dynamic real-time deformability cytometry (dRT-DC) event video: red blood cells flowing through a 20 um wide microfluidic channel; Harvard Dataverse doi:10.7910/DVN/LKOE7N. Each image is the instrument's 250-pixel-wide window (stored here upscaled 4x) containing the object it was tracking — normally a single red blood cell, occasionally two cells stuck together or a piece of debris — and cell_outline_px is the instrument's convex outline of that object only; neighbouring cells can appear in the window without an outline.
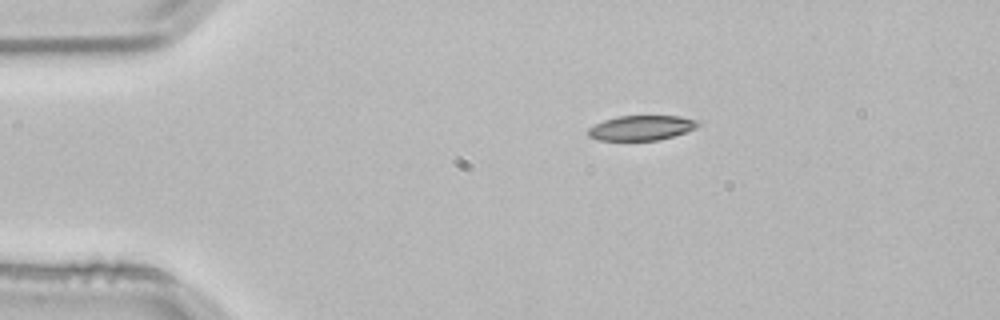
{"species": "common noctule bat (a hibernating species)", "species_latin": "Nyctalus noctula", "temperature_condition": "room temperature", "stored_images_in_passage": 44, "camera_frame_rate_fps": 3000, "um_per_image_px": 0.085, "animal": {"sex": "male", "body_mass_g": 21.5, "forearm_length_mm": 52.0}, "frame": {"image": 1, "passage_image": 1, "time_ms": 0.0, "image_size_px": [1000, 320], "cell_outline_px": [[700, 124], [696, 128], [660, 140], [596, 140], [588, 136], [588, 128], [604, 120], [620, 116], [680, 116], [700, 120]], "centroid_in_image_um": [54.53, 10.86], "position_along_channel_um": 30.5, "area_um2": 15.9}}
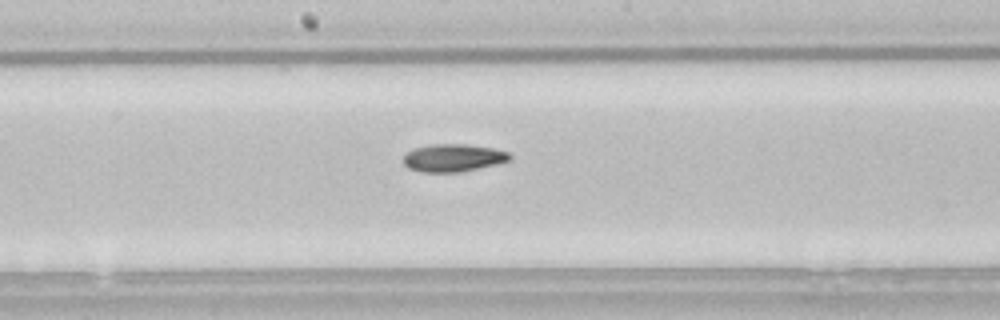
{"frame": {"image": 2, "passage_image": 19, "time_ms": 6.0, "image_size_px": [1000, 320], "cell_outline_px": [[512, 156], [508, 160], [496, 164], [460, 172], [420, 172], [408, 168], [404, 164], [404, 156], [412, 148], [432, 144], [468, 144], [492, 148], [508, 152]], "centroid_in_image_um": [38.49, 13.41], "position_along_channel_um": 209.7, "area_um2": 17.11}}
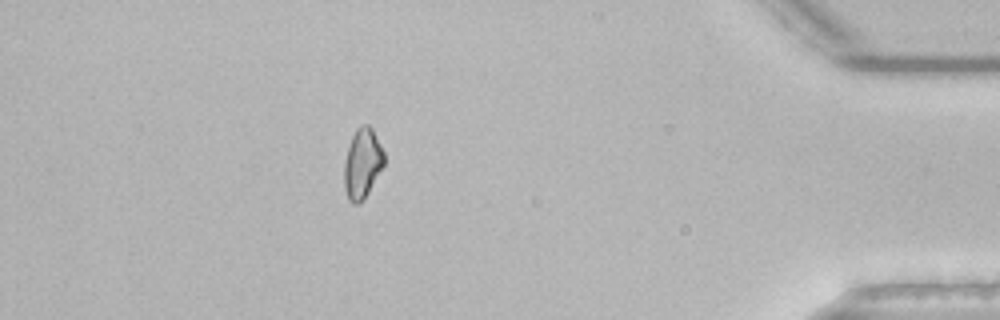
{"frame": {"image": 3, "passage_image": 38, "time_ms": 12.333, "image_size_px": [1000, 320], "cell_outline_px": [[384, 164], [364, 200], [356, 204], [352, 204], [348, 200], [344, 188], [344, 160], [352, 136], [356, 128], [360, 124], [368, 124], [372, 128], [384, 152]], "centroid_in_image_um": [30.78, 13.9], "position_along_channel_um": 404.4, "area_um2": 16.36}, "authors_computed_cell_mechanics": {"area_um2": 16.6753, "velocity_mm_per_s": 3.8364, "shape_relaxation_time_tau1_ms": 8.7805, "shape_relaxation_time_tau2_ms": null, "deformation_change_tau1": 0.1581, "deformation_change_tau2": null}}